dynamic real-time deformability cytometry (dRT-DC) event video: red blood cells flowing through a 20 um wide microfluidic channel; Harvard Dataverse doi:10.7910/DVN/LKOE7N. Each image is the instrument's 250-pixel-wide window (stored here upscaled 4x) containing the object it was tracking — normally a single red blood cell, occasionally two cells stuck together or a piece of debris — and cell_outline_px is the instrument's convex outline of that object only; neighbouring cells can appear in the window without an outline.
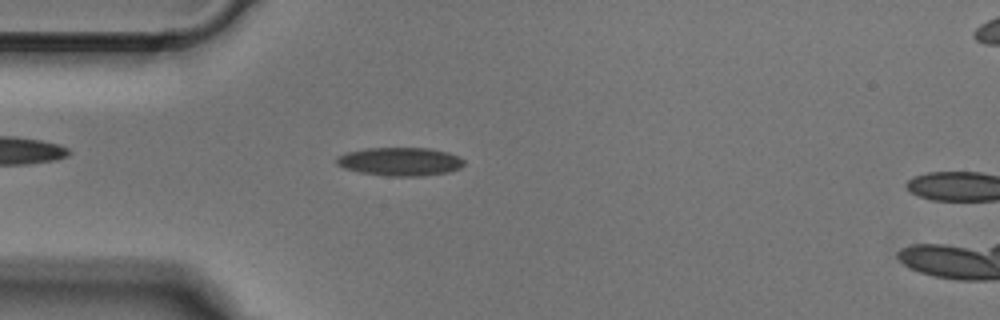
{"species": "Egyptian fruit bat (a non-hibernating species)", "species_latin": "Rousettus aegyptiacus", "temperature_condition": "cold", "stored_images_in_passage": 4, "camera_frame_rate_fps": 3000, "um_per_image_px": 0.085, "animal": {"sex": "male"}, "frame": {"image": 1, "passage_image": 2, "time_ms": 0.333, "image_size_px": [1000, 320], "cell_outline_px": [[464, 164], [460, 168], [448, 172], [420, 176], [388, 176], [360, 172], [344, 168], [336, 164], [336, 156], [344, 152], [364, 148], [428, 148], [448, 152], [464, 160]], "centroid_in_image_um": [33.96, 13.73], "position_along_channel_um": 51.0, "area_um2": 21.15}}